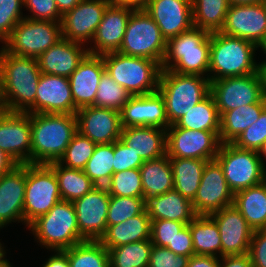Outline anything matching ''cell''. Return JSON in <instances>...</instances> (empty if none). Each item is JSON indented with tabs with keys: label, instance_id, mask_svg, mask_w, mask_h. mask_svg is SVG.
<instances>
[{
	"label": "cell",
	"instance_id": "484cf974",
	"mask_svg": "<svg viewBox=\"0 0 266 267\" xmlns=\"http://www.w3.org/2000/svg\"><path fill=\"white\" fill-rule=\"evenodd\" d=\"M105 71L102 55L87 54L76 70L70 75L69 82L75 108L95 106V98L100 78Z\"/></svg>",
	"mask_w": 266,
	"mask_h": 267
},
{
	"label": "cell",
	"instance_id": "db71d44e",
	"mask_svg": "<svg viewBox=\"0 0 266 267\" xmlns=\"http://www.w3.org/2000/svg\"><path fill=\"white\" fill-rule=\"evenodd\" d=\"M166 248L174 252L176 255L187 257L194 255L193 240L188 224L179 230L172 244H169Z\"/></svg>",
	"mask_w": 266,
	"mask_h": 267
},
{
	"label": "cell",
	"instance_id": "e575fe53",
	"mask_svg": "<svg viewBox=\"0 0 266 267\" xmlns=\"http://www.w3.org/2000/svg\"><path fill=\"white\" fill-rule=\"evenodd\" d=\"M194 254L221 257V238L216 222L209 215H197L189 224Z\"/></svg>",
	"mask_w": 266,
	"mask_h": 267
},
{
	"label": "cell",
	"instance_id": "f546056e",
	"mask_svg": "<svg viewBox=\"0 0 266 267\" xmlns=\"http://www.w3.org/2000/svg\"><path fill=\"white\" fill-rule=\"evenodd\" d=\"M151 219L146 209L139 215L116 225H107L99 239L106 249L150 239Z\"/></svg>",
	"mask_w": 266,
	"mask_h": 267
},
{
	"label": "cell",
	"instance_id": "f1b7e54d",
	"mask_svg": "<svg viewBox=\"0 0 266 267\" xmlns=\"http://www.w3.org/2000/svg\"><path fill=\"white\" fill-rule=\"evenodd\" d=\"M145 207L151 220L165 219L189 224L197 216L192 202L175 189L148 198Z\"/></svg>",
	"mask_w": 266,
	"mask_h": 267
},
{
	"label": "cell",
	"instance_id": "bcb514c9",
	"mask_svg": "<svg viewBox=\"0 0 266 267\" xmlns=\"http://www.w3.org/2000/svg\"><path fill=\"white\" fill-rule=\"evenodd\" d=\"M23 0H0V45L11 35L13 28L25 18Z\"/></svg>",
	"mask_w": 266,
	"mask_h": 267
},
{
	"label": "cell",
	"instance_id": "83f0119b",
	"mask_svg": "<svg viewBox=\"0 0 266 267\" xmlns=\"http://www.w3.org/2000/svg\"><path fill=\"white\" fill-rule=\"evenodd\" d=\"M120 140L143 159L154 160L166 155V130L156 127L122 128Z\"/></svg>",
	"mask_w": 266,
	"mask_h": 267
},
{
	"label": "cell",
	"instance_id": "60d3db41",
	"mask_svg": "<svg viewBox=\"0 0 266 267\" xmlns=\"http://www.w3.org/2000/svg\"><path fill=\"white\" fill-rule=\"evenodd\" d=\"M114 142L97 144L83 171L96 186H106L113 174Z\"/></svg>",
	"mask_w": 266,
	"mask_h": 267
},
{
	"label": "cell",
	"instance_id": "8fae6325",
	"mask_svg": "<svg viewBox=\"0 0 266 267\" xmlns=\"http://www.w3.org/2000/svg\"><path fill=\"white\" fill-rule=\"evenodd\" d=\"M61 199L58 180L48 164H26V187L23 205L24 226L46 214Z\"/></svg>",
	"mask_w": 266,
	"mask_h": 267
},
{
	"label": "cell",
	"instance_id": "be15d7a7",
	"mask_svg": "<svg viewBox=\"0 0 266 267\" xmlns=\"http://www.w3.org/2000/svg\"><path fill=\"white\" fill-rule=\"evenodd\" d=\"M258 72L262 82L263 97L266 100V66H258Z\"/></svg>",
	"mask_w": 266,
	"mask_h": 267
},
{
	"label": "cell",
	"instance_id": "94428289",
	"mask_svg": "<svg viewBox=\"0 0 266 267\" xmlns=\"http://www.w3.org/2000/svg\"><path fill=\"white\" fill-rule=\"evenodd\" d=\"M110 3L128 4L136 7H142L147 0H108Z\"/></svg>",
	"mask_w": 266,
	"mask_h": 267
},
{
	"label": "cell",
	"instance_id": "8992f818",
	"mask_svg": "<svg viewBox=\"0 0 266 267\" xmlns=\"http://www.w3.org/2000/svg\"><path fill=\"white\" fill-rule=\"evenodd\" d=\"M157 91L164 99L168 123L173 125L210 94V80L201 75L162 70Z\"/></svg>",
	"mask_w": 266,
	"mask_h": 267
},
{
	"label": "cell",
	"instance_id": "ee69618b",
	"mask_svg": "<svg viewBox=\"0 0 266 267\" xmlns=\"http://www.w3.org/2000/svg\"><path fill=\"white\" fill-rule=\"evenodd\" d=\"M144 197H121L110 195L107 225H116L141 214L146 209Z\"/></svg>",
	"mask_w": 266,
	"mask_h": 267
},
{
	"label": "cell",
	"instance_id": "c3c4849f",
	"mask_svg": "<svg viewBox=\"0 0 266 267\" xmlns=\"http://www.w3.org/2000/svg\"><path fill=\"white\" fill-rule=\"evenodd\" d=\"M186 224L172 220H151L150 239L153 245L167 247L172 244L180 229Z\"/></svg>",
	"mask_w": 266,
	"mask_h": 267
},
{
	"label": "cell",
	"instance_id": "277c9868",
	"mask_svg": "<svg viewBox=\"0 0 266 267\" xmlns=\"http://www.w3.org/2000/svg\"><path fill=\"white\" fill-rule=\"evenodd\" d=\"M257 50L254 43L243 38L211 33L209 80L257 73Z\"/></svg>",
	"mask_w": 266,
	"mask_h": 267
},
{
	"label": "cell",
	"instance_id": "d4e9b609",
	"mask_svg": "<svg viewBox=\"0 0 266 267\" xmlns=\"http://www.w3.org/2000/svg\"><path fill=\"white\" fill-rule=\"evenodd\" d=\"M76 112L69 79L42 73L35 98V113L75 115Z\"/></svg>",
	"mask_w": 266,
	"mask_h": 267
},
{
	"label": "cell",
	"instance_id": "6f0895ef",
	"mask_svg": "<svg viewBox=\"0 0 266 267\" xmlns=\"http://www.w3.org/2000/svg\"><path fill=\"white\" fill-rule=\"evenodd\" d=\"M51 255L46 258L40 267H69L66 251H50Z\"/></svg>",
	"mask_w": 266,
	"mask_h": 267
},
{
	"label": "cell",
	"instance_id": "30bf717a",
	"mask_svg": "<svg viewBox=\"0 0 266 267\" xmlns=\"http://www.w3.org/2000/svg\"><path fill=\"white\" fill-rule=\"evenodd\" d=\"M61 38V22L24 18L1 46L13 55L38 58Z\"/></svg>",
	"mask_w": 266,
	"mask_h": 267
},
{
	"label": "cell",
	"instance_id": "6125c7cd",
	"mask_svg": "<svg viewBox=\"0 0 266 267\" xmlns=\"http://www.w3.org/2000/svg\"><path fill=\"white\" fill-rule=\"evenodd\" d=\"M230 6L234 5H247V4H262L266 0H228Z\"/></svg>",
	"mask_w": 266,
	"mask_h": 267
},
{
	"label": "cell",
	"instance_id": "9f6ffc18",
	"mask_svg": "<svg viewBox=\"0 0 266 267\" xmlns=\"http://www.w3.org/2000/svg\"><path fill=\"white\" fill-rule=\"evenodd\" d=\"M220 267H253L249 254L220 257Z\"/></svg>",
	"mask_w": 266,
	"mask_h": 267
},
{
	"label": "cell",
	"instance_id": "b9f144b4",
	"mask_svg": "<svg viewBox=\"0 0 266 267\" xmlns=\"http://www.w3.org/2000/svg\"><path fill=\"white\" fill-rule=\"evenodd\" d=\"M130 97V93L124 87L117 84L106 71L103 72L95 98V106L120 112Z\"/></svg>",
	"mask_w": 266,
	"mask_h": 267
},
{
	"label": "cell",
	"instance_id": "44dd1931",
	"mask_svg": "<svg viewBox=\"0 0 266 267\" xmlns=\"http://www.w3.org/2000/svg\"><path fill=\"white\" fill-rule=\"evenodd\" d=\"M77 130L95 144H109L120 139L122 132L120 112L97 106H88L76 112Z\"/></svg>",
	"mask_w": 266,
	"mask_h": 267
},
{
	"label": "cell",
	"instance_id": "603a6c76",
	"mask_svg": "<svg viewBox=\"0 0 266 267\" xmlns=\"http://www.w3.org/2000/svg\"><path fill=\"white\" fill-rule=\"evenodd\" d=\"M120 118L123 128L148 126L166 130L170 126L164 99L158 91L131 96L120 110Z\"/></svg>",
	"mask_w": 266,
	"mask_h": 267
},
{
	"label": "cell",
	"instance_id": "9a60e30c",
	"mask_svg": "<svg viewBox=\"0 0 266 267\" xmlns=\"http://www.w3.org/2000/svg\"><path fill=\"white\" fill-rule=\"evenodd\" d=\"M30 113L0 111V149L18 165L31 164Z\"/></svg>",
	"mask_w": 266,
	"mask_h": 267
},
{
	"label": "cell",
	"instance_id": "ba28073f",
	"mask_svg": "<svg viewBox=\"0 0 266 267\" xmlns=\"http://www.w3.org/2000/svg\"><path fill=\"white\" fill-rule=\"evenodd\" d=\"M167 40L143 7H136L128 19L122 44L117 52L154 60L162 64Z\"/></svg>",
	"mask_w": 266,
	"mask_h": 267
},
{
	"label": "cell",
	"instance_id": "03108f58",
	"mask_svg": "<svg viewBox=\"0 0 266 267\" xmlns=\"http://www.w3.org/2000/svg\"><path fill=\"white\" fill-rule=\"evenodd\" d=\"M258 152H259V156L261 158L263 167L266 169V142L264 143V145Z\"/></svg>",
	"mask_w": 266,
	"mask_h": 267
},
{
	"label": "cell",
	"instance_id": "4dcf8cb0",
	"mask_svg": "<svg viewBox=\"0 0 266 267\" xmlns=\"http://www.w3.org/2000/svg\"><path fill=\"white\" fill-rule=\"evenodd\" d=\"M233 205L256 230H266V180L234 194Z\"/></svg>",
	"mask_w": 266,
	"mask_h": 267
},
{
	"label": "cell",
	"instance_id": "ab89813d",
	"mask_svg": "<svg viewBox=\"0 0 266 267\" xmlns=\"http://www.w3.org/2000/svg\"><path fill=\"white\" fill-rule=\"evenodd\" d=\"M153 244L151 239L107 249L110 267H148Z\"/></svg>",
	"mask_w": 266,
	"mask_h": 267
},
{
	"label": "cell",
	"instance_id": "e0dca14e",
	"mask_svg": "<svg viewBox=\"0 0 266 267\" xmlns=\"http://www.w3.org/2000/svg\"><path fill=\"white\" fill-rule=\"evenodd\" d=\"M109 4L108 0H81L63 15L62 38L88 47Z\"/></svg>",
	"mask_w": 266,
	"mask_h": 267
},
{
	"label": "cell",
	"instance_id": "91938a15",
	"mask_svg": "<svg viewBox=\"0 0 266 267\" xmlns=\"http://www.w3.org/2000/svg\"><path fill=\"white\" fill-rule=\"evenodd\" d=\"M81 0H55L59 12L64 15L67 11L72 10Z\"/></svg>",
	"mask_w": 266,
	"mask_h": 267
},
{
	"label": "cell",
	"instance_id": "7402d4cb",
	"mask_svg": "<svg viewBox=\"0 0 266 267\" xmlns=\"http://www.w3.org/2000/svg\"><path fill=\"white\" fill-rule=\"evenodd\" d=\"M142 7L156 22L166 40L194 26L192 0H147Z\"/></svg>",
	"mask_w": 266,
	"mask_h": 267
},
{
	"label": "cell",
	"instance_id": "a7ac6f4b",
	"mask_svg": "<svg viewBox=\"0 0 266 267\" xmlns=\"http://www.w3.org/2000/svg\"><path fill=\"white\" fill-rule=\"evenodd\" d=\"M6 257L7 255L2 260H0V267H13V265H11L13 263H11Z\"/></svg>",
	"mask_w": 266,
	"mask_h": 267
},
{
	"label": "cell",
	"instance_id": "11a10c76",
	"mask_svg": "<svg viewBox=\"0 0 266 267\" xmlns=\"http://www.w3.org/2000/svg\"><path fill=\"white\" fill-rule=\"evenodd\" d=\"M187 267H220V258L212 255H192Z\"/></svg>",
	"mask_w": 266,
	"mask_h": 267
},
{
	"label": "cell",
	"instance_id": "816d5d0a",
	"mask_svg": "<svg viewBox=\"0 0 266 267\" xmlns=\"http://www.w3.org/2000/svg\"><path fill=\"white\" fill-rule=\"evenodd\" d=\"M189 257L176 255L166 247L153 245L148 267H187Z\"/></svg>",
	"mask_w": 266,
	"mask_h": 267
},
{
	"label": "cell",
	"instance_id": "7a4b0ae2",
	"mask_svg": "<svg viewBox=\"0 0 266 267\" xmlns=\"http://www.w3.org/2000/svg\"><path fill=\"white\" fill-rule=\"evenodd\" d=\"M31 164L58 161L78 132L73 114H30Z\"/></svg>",
	"mask_w": 266,
	"mask_h": 267
},
{
	"label": "cell",
	"instance_id": "74e56055",
	"mask_svg": "<svg viewBox=\"0 0 266 267\" xmlns=\"http://www.w3.org/2000/svg\"><path fill=\"white\" fill-rule=\"evenodd\" d=\"M229 6L228 0H192L193 25L209 33L220 32Z\"/></svg>",
	"mask_w": 266,
	"mask_h": 267
},
{
	"label": "cell",
	"instance_id": "ffe728a7",
	"mask_svg": "<svg viewBox=\"0 0 266 267\" xmlns=\"http://www.w3.org/2000/svg\"><path fill=\"white\" fill-rule=\"evenodd\" d=\"M217 224L221 238V257L248 254L253 229L234 205L209 215Z\"/></svg>",
	"mask_w": 266,
	"mask_h": 267
},
{
	"label": "cell",
	"instance_id": "cb8c5ba5",
	"mask_svg": "<svg viewBox=\"0 0 266 267\" xmlns=\"http://www.w3.org/2000/svg\"><path fill=\"white\" fill-rule=\"evenodd\" d=\"M25 187L26 164L0 176V230L12 222L24 225Z\"/></svg>",
	"mask_w": 266,
	"mask_h": 267
},
{
	"label": "cell",
	"instance_id": "52a82bcc",
	"mask_svg": "<svg viewBox=\"0 0 266 267\" xmlns=\"http://www.w3.org/2000/svg\"><path fill=\"white\" fill-rule=\"evenodd\" d=\"M102 58L105 71L131 96L157 92L162 71L160 63L119 52L103 54Z\"/></svg>",
	"mask_w": 266,
	"mask_h": 267
},
{
	"label": "cell",
	"instance_id": "2e32d148",
	"mask_svg": "<svg viewBox=\"0 0 266 267\" xmlns=\"http://www.w3.org/2000/svg\"><path fill=\"white\" fill-rule=\"evenodd\" d=\"M110 194L106 186H95L73 201L80 235L85 240H99L107 229Z\"/></svg>",
	"mask_w": 266,
	"mask_h": 267
},
{
	"label": "cell",
	"instance_id": "3957f363",
	"mask_svg": "<svg viewBox=\"0 0 266 267\" xmlns=\"http://www.w3.org/2000/svg\"><path fill=\"white\" fill-rule=\"evenodd\" d=\"M211 33L193 26L167 40L162 70L208 77Z\"/></svg>",
	"mask_w": 266,
	"mask_h": 267
},
{
	"label": "cell",
	"instance_id": "681fc988",
	"mask_svg": "<svg viewBox=\"0 0 266 267\" xmlns=\"http://www.w3.org/2000/svg\"><path fill=\"white\" fill-rule=\"evenodd\" d=\"M28 10L25 18L41 21L61 22L63 15L59 12L55 0H23ZM30 14V15H29Z\"/></svg>",
	"mask_w": 266,
	"mask_h": 267
},
{
	"label": "cell",
	"instance_id": "f907efd6",
	"mask_svg": "<svg viewBox=\"0 0 266 267\" xmlns=\"http://www.w3.org/2000/svg\"><path fill=\"white\" fill-rule=\"evenodd\" d=\"M113 173L124 170L137 169L144 163L143 159L136 154L131 146H127L120 139L114 142Z\"/></svg>",
	"mask_w": 266,
	"mask_h": 267
},
{
	"label": "cell",
	"instance_id": "1f68e13d",
	"mask_svg": "<svg viewBox=\"0 0 266 267\" xmlns=\"http://www.w3.org/2000/svg\"><path fill=\"white\" fill-rule=\"evenodd\" d=\"M265 108L266 100L263 97L258 103L241 106L222 113L220 115L219 133L221 144L233 143L244 130L259 119Z\"/></svg>",
	"mask_w": 266,
	"mask_h": 267
},
{
	"label": "cell",
	"instance_id": "f35d334b",
	"mask_svg": "<svg viewBox=\"0 0 266 267\" xmlns=\"http://www.w3.org/2000/svg\"><path fill=\"white\" fill-rule=\"evenodd\" d=\"M65 251L69 267H110L108 250L99 240H85Z\"/></svg>",
	"mask_w": 266,
	"mask_h": 267
},
{
	"label": "cell",
	"instance_id": "5b68a950",
	"mask_svg": "<svg viewBox=\"0 0 266 267\" xmlns=\"http://www.w3.org/2000/svg\"><path fill=\"white\" fill-rule=\"evenodd\" d=\"M28 230L33 234L34 242L49 251H64L85 241L79 232L74 205L65 200L39 216Z\"/></svg>",
	"mask_w": 266,
	"mask_h": 267
},
{
	"label": "cell",
	"instance_id": "f6af8a7d",
	"mask_svg": "<svg viewBox=\"0 0 266 267\" xmlns=\"http://www.w3.org/2000/svg\"><path fill=\"white\" fill-rule=\"evenodd\" d=\"M106 188L114 196L144 197L139 168L113 173Z\"/></svg>",
	"mask_w": 266,
	"mask_h": 267
},
{
	"label": "cell",
	"instance_id": "d6986e66",
	"mask_svg": "<svg viewBox=\"0 0 266 267\" xmlns=\"http://www.w3.org/2000/svg\"><path fill=\"white\" fill-rule=\"evenodd\" d=\"M220 32L258 46L266 38L265 3L229 6Z\"/></svg>",
	"mask_w": 266,
	"mask_h": 267
},
{
	"label": "cell",
	"instance_id": "d6a6232c",
	"mask_svg": "<svg viewBox=\"0 0 266 267\" xmlns=\"http://www.w3.org/2000/svg\"><path fill=\"white\" fill-rule=\"evenodd\" d=\"M139 169L145 200L174 189L172 167L170 158L167 155L158 159L144 161Z\"/></svg>",
	"mask_w": 266,
	"mask_h": 267
},
{
	"label": "cell",
	"instance_id": "4316f807",
	"mask_svg": "<svg viewBox=\"0 0 266 267\" xmlns=\"http://www.w3.org/2000/svg\"><path fill=\"white\" fill-rule=\"evenodd\" d=\"M88 54L84 44L61 38L38 58V66L43 74L69 78L80 62Z\"/></svg>",
	"mask_w": 266,
	"mask_h": 267
},
{
	"label": "cell",
	"instance_id": "7bdbcfd3",
	"mask_svg": "<svg viewBox=\"0 0 266 267\" xmlns=\"http://www.w3.org/2000/svg\"><path fill=\"white\" fill-rule=\"evenodd\" d=\"M96 145L89 138L77 132L57 162L67 168L83 170L93 155Z\"/></svg>",
	"mask_w": 266,
	"mask_h": 267
},
{
	"label": "cell",
	"instance_id": "89a4df30",
	"mask_svg": "<svg viewBox=\"0 0 266 267\" xmlns=\"http://www.w3.org/2000/svg\"><path fill=\"white\" fill-rule=\"evenodd\" d=\"M4 110L3 97H2V88H1V76H0V111Z\"/></svg>",
	"mask_w": 266,
	"mask_h": 267
},
{
	"label": "cell",
	"instance_id": "8d00e7d4",
	"mask_svg": "<svg viewBox=\"0 0 266 267\" xmlns=\"http://www.w3.org/2000/svg\"><path fill=\"white\" fill-rule=\"evenodd\" d=\"M175 125L194 131L220 132V115L212 95L197 103Z\"/></svg>",
	"mask_w": 266,
	"mask_h": 267
},
{
	"label": "cell",
	"instance_id": "f5cc1de1",
	"mask_svg": "<svg viewBox=\"0 0 266 267\" xmlns=\"http://www.w3.org/2000/svg\"><path fill=\"white\" fill-rule=\"evenodd\" d=\"M253 267H266V230H256L248 252Z\"/></svg>",
	"mask_w": 266,
	"mask_h": 267
},
{
	"label": "cell",
	"instance_id": "ac0fdd59",
	"mask_svg": "<svg viewBox=\"0 0 266 267\" xmlns=\"http://www.w3.org/2000/svg\"><path fill=\"white\" fill-rule=\"evenodd\" d=\"M136 6L110 3L88 47V53L103 55L117 52L122 44L129 17Z\"/></svg>",
	"mask_w": 266,
	"mask_h": 267
},
{
	"label": "cell",
	"instance_id": "5bb4252c",
	"mask_svg": "<svg viewBox=\"0 0 266 267\" xmlns=\"http://www.w3.org/2000/svg\"><path fill=\"white\" fill-rule=\"evenodd\" d=\"M234 193L228 187L220 164L214 159L204 167L196 196L192 201L196 215H211L233 205Z\"/></svg>",
	"mask_w": 266,
	"mask_h": 267
},
{
	"label": "cell",
	"instance_id": "7c38bea8",
	"mask_svg": "<svg viewBox=\"0 0 266 267\" xmlns=\"http://www.w3.org/2000/svg\"><path fill=\"white\" fill-rule=\"evenodd\" d=\"M210 94L219 115L241 106L258 103L263 98L259 72L210 81Z\"/></svg>",
	"mask_w": 266,
	"mask_h": 267
},
{
	"label": "cell",
	"instance_id": "003e7915",
	"mask_svg": "<svg viewBox=\"0 0 266 267\" xmlns=\"http://www.w3.org/2000/svg\"><path fill=\"white\" fill-rule=\"evenodd\" d=\"M0 240H2V239H0ZM3 245H4V243L2 244V241H1L0 242V260H2L6 256L7 251H8V249H6V246L4 247Z\"/></svg>",
	"mask_w": 266,
	"mask_h": 267
},
{
	"label": "cell",
	"instance_id": "e7e4bbea",
	"mask_svg": "<svg viewBox=\"0 0 266 267\" xmlns=\"http://www.w3.org/2000/svg\"><path fill=\"white\" fill-rule=\"evenodd\" d=\"M257 49H261L260 51H263V55L265 54V58L262 59L263 61L258 62V66H266V38L257 46Z\"/></svg>",
	"mask_w": 266,
	"mask_h": 267
},
{
	"label": "cell",
	"instance_id": "9c48e42d",
	"mask_svg": "<svg viewBox=\"0 0 266 267\" xmlns=\"http://www.w3.org/2000/svg\"><path fill=\"white\" fill-rule=\"evenodd\" d=\"M215 160L220 164L228 187L234 194L266 180V169L258 151L225 143L220 145Z\"/></svg>",
	"mask_w": 266,
	"mask_h": 267
},
{
	"label": "cell",
	"instance_id": "6da1fadb",
	"mask_svg": "<svg viewBox=\"0 0 266 267\" xmlns=\"http://www.w3.org/2000/svg\"><path fill=\"white\" fill-rule=\"evenodd\" d=\"M41 74L37 58L13 55L0 46L4 110L35 113V98Z\"/></svg>",
	"mask_w": 266,
	"mask_h": 267
},
{
	"label": "cell",
	"instance_id": "680465c9",
	"mask_svg": "<svg viewBox=\"0 0 266 267\" xmlns=\"http://www.w3.org/2000/svg\"><path fill=\"white\" fill-rule=\"evenodd\" d=\"M18 164L0 149V176L12 171Z\"/></svg>",
	"mask_w": 266,
	"mask_h": 267
},
{
	"label": "cell",
	"instance_id": "7dc6e473",
	"mask_svg": "<svg viewBox=\"0 0 266 267\" xmlns=\"http://www.w3.org/2000/svg\"><path fill=\"white\" fill-rule=\"evenodd\" d=\"M266 142V108L259 119L244 130L233 144L241 149L259 151Z\"/></svg>",
	"mask_w": 266,
	"mask_h": 267
},
{
	"label": "cell",
	"instance_id": "836d02e7",
	"mask_svg": "<svg viewBox=\"0 0 266 267\" xmlns=\"http://www.w3.org/2000/svg\"><path fill=\"white\" fill-rule=\"evenodd\" d=\"M207 162L194 158H170L174 189L191 202L196 196Z\"/></svg>",
	"mask_w": 266,
	"mask_h": 267
},
{
	"label": "cell",
	"instance_id": "d590c367",
	"mask_svg": "<svg viewBox=\"0 0 266 267\" xmlns=\"http://www.w3.org/2000/svg\"><path fill=\"white\" fill-rule=\"evenodd\" d=\"M48 165L55 172L62 200L73 202L83 197L96 186L83 170L64 167L57 161Z\"/></svg>",
	"mask_w": 266,
	"mask_h": 267
},
{
	"label": "cell",
	"instance_id": "4fadbf2b",
	"mask_svg": "<svg viewBox=\"0 0 266 267\" xmlns=\"http://www.w3.org/2000/svg\"><path fill=\"white\" fill-rule=\"evenodd\" d=\"M219 133L170 125L166 129V155L169 158L214 160L221 145Z\"/></svg>",
	"mask_w": 266,
	"mask_h": 267
}]
</instances>
